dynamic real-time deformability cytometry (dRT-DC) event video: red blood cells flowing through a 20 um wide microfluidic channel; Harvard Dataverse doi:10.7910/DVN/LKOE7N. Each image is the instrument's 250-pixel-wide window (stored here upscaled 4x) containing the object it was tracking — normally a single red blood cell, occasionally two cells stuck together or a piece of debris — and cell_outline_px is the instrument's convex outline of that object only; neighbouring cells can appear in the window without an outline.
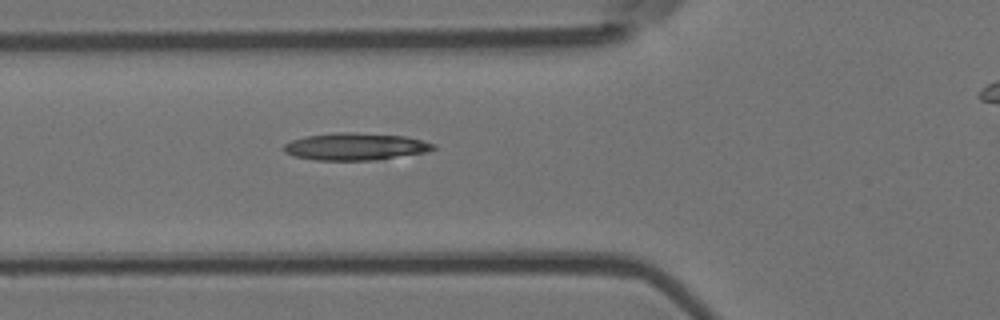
{"species": "Egyptian fruit bat (a non-hibernating species)", "species_latin": "Rousettus aegyptiacus", "temperature_condition": "room temperature", "stored_images_in_passage": 7, "camera_frame_rate_fps": 3000, "um_per_image_px": 0.085, "animal": {"sex": "female"}, "frame": {"image": 1, "passage_image": 6, "time_ms": 1.667, "image_size_px": [1000, 320], "cell_outline_px": [[436, 148], [428, 152], [380, 160], [316, 160], [296, 156], [284, 152], [284, 144], [292, 140], [308, 136], [336, 132], [348, 132], [404, 136], [436, 144]], "centroid_in_image_um": [30.26, 12.47], "position_along_channel_um": 95.5, "area_um2": 23.64}}